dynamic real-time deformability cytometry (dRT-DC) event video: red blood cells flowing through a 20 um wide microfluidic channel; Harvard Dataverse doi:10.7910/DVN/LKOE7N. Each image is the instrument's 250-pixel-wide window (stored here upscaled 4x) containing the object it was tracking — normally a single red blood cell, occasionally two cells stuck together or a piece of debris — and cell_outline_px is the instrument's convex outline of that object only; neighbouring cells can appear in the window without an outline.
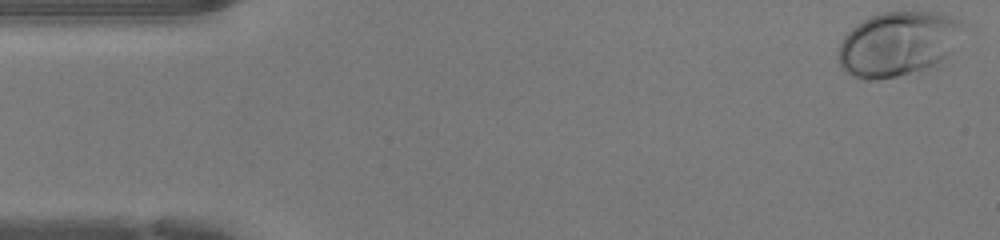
{"species": "human", "species_latin": "Homo sapiens", "temperature_condition": "warm", "stored_images_in_passage": 47, "camera_frame_rate_fps": 3000, "um_per_image_px": 0.085, "donor": {"sex": "female"}, "frame": {"image": 1, "passage_image": 1, "time_ms": 0.0, "image_size_px": [1000, 240], "cell_outline_px": [[964, 24], [952, 52], [940, 68], [936, 72], [876, 80], [864, 80], [852, 76], [844, 72], [840, 64], [840, 44], [844, 36], [852, 28], [864, 20], [872, 16], [884, 12], [928, 12], [956, 20]], "centroid_in_image_um": [76.37, 3.83], "position_along_channel_um": 8.6, "area_um2": 47.74}}
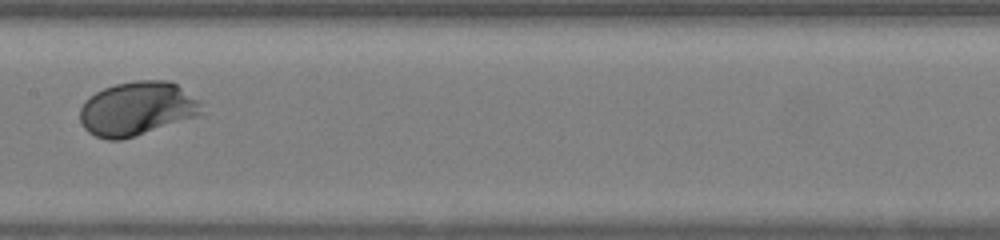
{"frame": {"image": 2, "passage_image": 23, "time_ms": 7.333, "image_size_px": [1000, 240], "cell_outline_px": [[200, 112], [196, 116], [120, 140], [108, 140], [96, 136], [88, 132], [84, 128], [80, 120], [80, 108], [84, 100], [96, 92], [104, 88], [116, 84], [136, 80], [168, 80], [176, 84], [200, 100]], "centroid_in_image_um": [11.6, 9.22], "position_along_channel_um": 195.8, "area_um2": 37.74}}
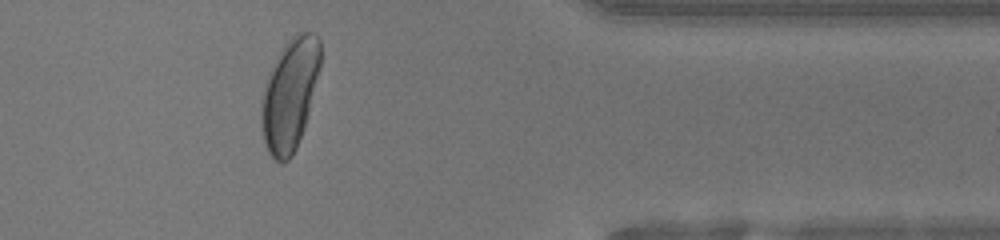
{"frame": {"image": 3, "passage_image": 38, "time_ms": 12.333, "image_size_px": [1000, 240], "cell_outline_px": [[320, 68], [304, 128], [296, 148], [292, 156], [288, 160], [276, 160], [268, 152], [264, 144], [260, 120], [260, 108], [268, 76], [280, 52], [292, 36], [296, 32], [312, 32], [320, 40]], "centroid_in_image_um": [24.63, 8.04], "position_along_channel_um": 386.8, "area_um2": 37.8}, "authors_computed_cell_mechanics": {"area_um2": 37.6278, "velocity_mm_per_s": 4.2639, "shape_relaxation_time_tau1_ms": 2.1866, "shape_relaxation_time_tau2_ms": null, "deformation_change_tau1": 0.181, "deformation_change_tau2": null}}